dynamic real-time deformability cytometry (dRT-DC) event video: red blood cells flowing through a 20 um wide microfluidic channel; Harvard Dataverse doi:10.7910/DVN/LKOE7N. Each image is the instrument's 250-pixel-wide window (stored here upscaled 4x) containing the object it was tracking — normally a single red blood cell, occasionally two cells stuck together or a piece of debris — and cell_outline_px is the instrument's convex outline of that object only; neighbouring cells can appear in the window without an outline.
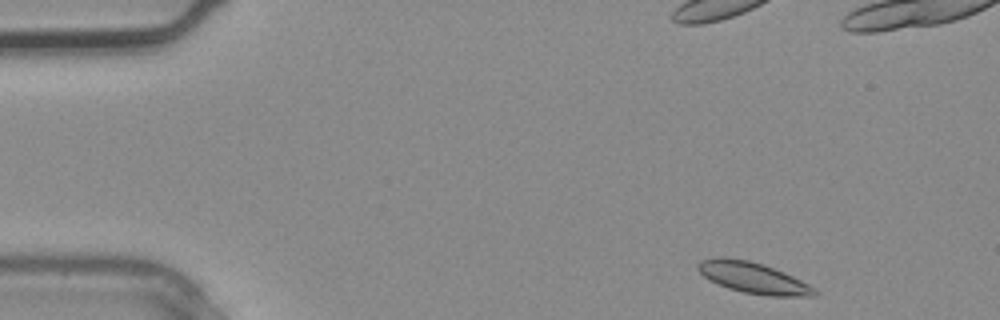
{"species": "common noctule bat (a hibernating species)", "species_latin": "Nyctalus noctula", "temperature_condition": "warm", "stored_images_in_passage": 4, "camera_frame_rate_fps": 3000, "um_per_image_px": 0.085, "animal": {"sex": "male", "body_mass_g": 20.4}, "frame": {"image": 1, "passage_image": 1, "time_ms": 0.0, "image_size_px": [1000, 320], "cell_outline_px": [[820, 292], [816, 296], [768, 296], [744, 292], [728, 288], [704, 276], [696, 268], [696, 264], [700, 260], [720, 256], [724, 256], [748, 260], [764, 264], [784, 272], [816, 288]], "centroid_in_image_um": [64.04, 23.6], "position_along_channel_um": 21.0, "area_um2": 21.15}}